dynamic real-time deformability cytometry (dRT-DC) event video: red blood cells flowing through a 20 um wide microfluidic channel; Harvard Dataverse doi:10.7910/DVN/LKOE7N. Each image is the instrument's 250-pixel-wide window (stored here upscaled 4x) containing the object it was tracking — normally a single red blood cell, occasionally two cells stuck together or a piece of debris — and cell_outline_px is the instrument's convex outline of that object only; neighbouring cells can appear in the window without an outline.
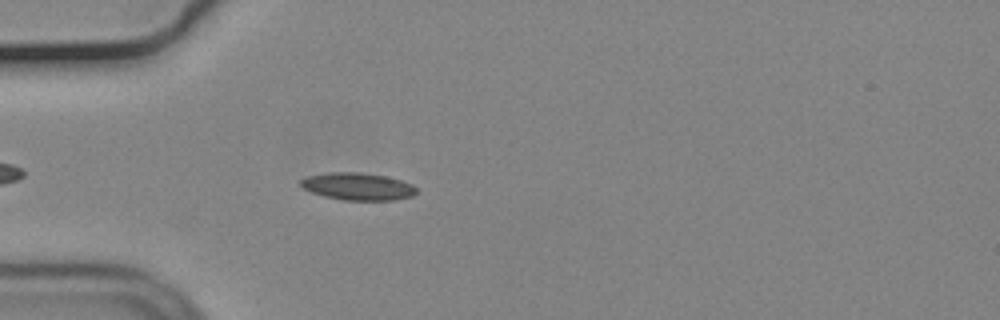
{"species": "common noctule bat (a hibernating species)", "species_latin": "Nyctalus noctula", "temperature_condition": "cold", "stored_images_in_passage": 46, "camera_frame_rate_fps": 3000, "um_per_image_px": 0.085, "animal": {"sex": "male", "body_mass_g": 19.2, "forearm_length_mm": 51.8}, "frame": {"image": 1, "passage_image": 7, "time_ms": 2.0, "image_size_px": [1000, 320], "cell_outline_px": [[416, 192], [412, 196], [392, 200], [344, 200], [324, 196], [312, 192], [304, 188], [300, 184], [300, 180], [304, 176], [328, 172], [356, 172], [384, 176], [400, 180], [412, 184], [416, 188]], "centroid_in_image_um": [30.37, 15.84], "position_along_channel_um": 54.6, "area_um2": 18.32}}
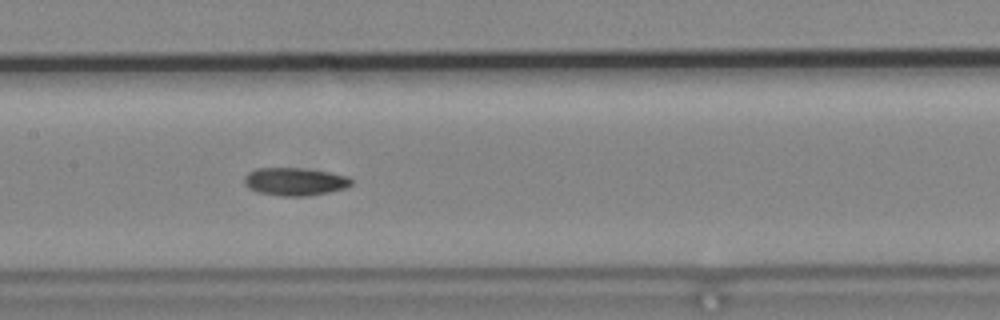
{"frame": {"image": 2, "passage_image": 18, "time_ms": 5.667, "image_size_px": [1000, 320], "cell_outline_px": [[352, 184], [344, 188], [328, 192], [304, 196], [280, 196], [256, 192], [248, 188], [244, 184], [244, 176], [248, 172], [256, 168], [300, 168], [328, 172], [348, 176], [352, 180]], "centroid_in_image_um": [25.01, 15.43], "position_along_channel_um": 182.4, "area_um2": 17.4}}
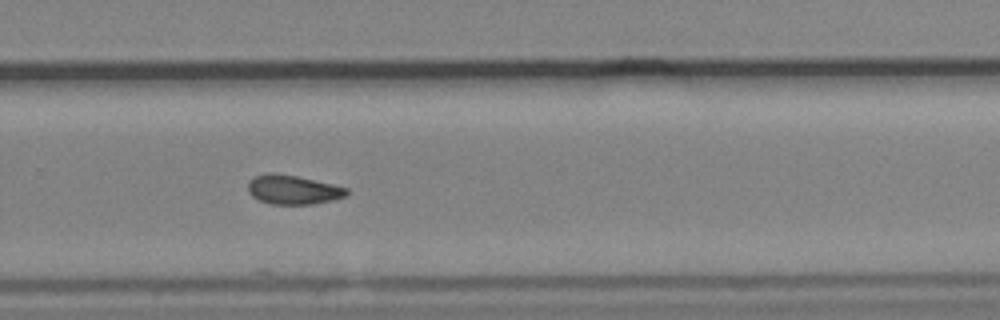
{"frame": {"image": 3, "passage_image": 28, "time_ms": 9.0, "image_size_px": [1000, 320], "cell_outline_px": [[348, 192], [344, 196], [332, 200], [312, 204], [272, 204], [260, 200], [252, 196], [248, 192], [248, 180], [252, 176], [268, 172], [272, 172], [296, 176], [332, 184], [348, 188]], "centroid_in_image_um": [24.85, 16.11], "position_along_channel_um": 305.0, "area_um2": 16.76}}